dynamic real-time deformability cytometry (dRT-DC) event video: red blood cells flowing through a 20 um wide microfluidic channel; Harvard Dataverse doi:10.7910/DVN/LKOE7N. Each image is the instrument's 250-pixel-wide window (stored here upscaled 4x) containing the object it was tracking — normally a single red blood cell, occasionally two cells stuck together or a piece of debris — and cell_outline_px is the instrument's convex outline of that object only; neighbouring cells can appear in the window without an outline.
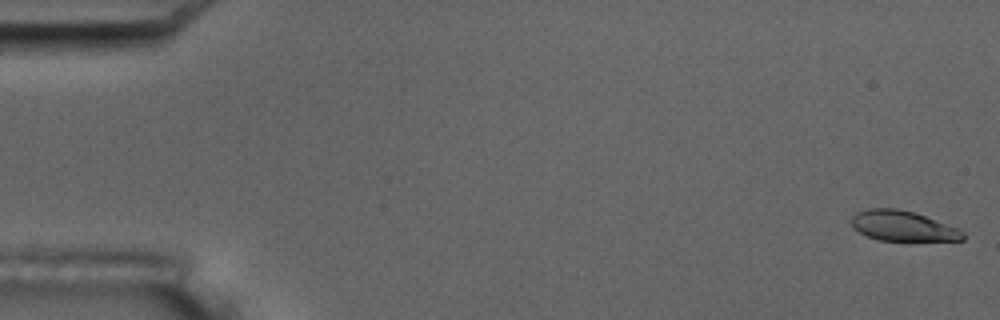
{"species": "common noctule bat (a hibernating species)", "species_latin": "Nyctalus noctula", "temperature_condition": "room temperature", "stored_images_in_passage": 11, "camera_frame_rate_fps": 3000, "um_per_image_px": 0.085, "animal": {"sex": "male", "body_mass_g": 17.5, "forearm_length_mm": 52.3}, "frame": {"image": 1, "passage_image": 1, "time_ms": 0.0, "image_size_px": [1000, 320], "cell_outline_px": [[964, 240], [880, 240], [868, 236], [860, 232], [852, 224], [852, 216], [856, 212], [868, 208], [896, 208], [912, 212], [924, 216], [956, 228], [964, 232]], "centroid_in_image_um": [76.7, 19.2], "position_along_channel_um": 8.3, "area_um2": 19.07}}
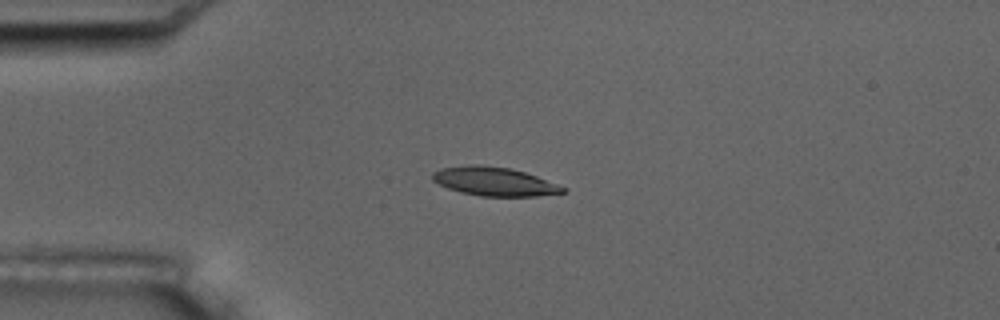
{"frame": {"image": 2, "passage_image": 4, "time_ms": 4.333, "image_size_px": [1000, 320], "cell_outline_px": [[568, 192], [536, 196], [480, 196], [460, 192], [448, 188], [432, 180], [432, 172], [440, 168], [468, 164], [480, 164], [512, 168], [536, 176], [568, 188]], "centroid_in_image_um": [42.01, 15.42], "position_along_channel_um": 43.0, "area_um2": 22.02}}
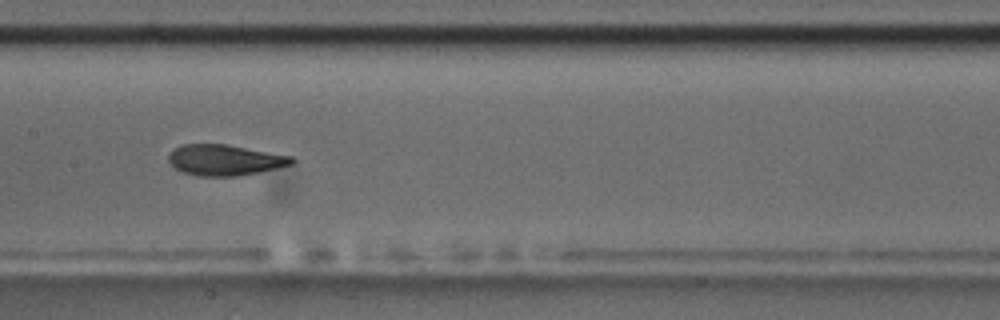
{"frame": {"image": 3, "passage_image": 8, "time_ms": 9.0, "image_size_px": [1000, 320], "cell_outline_px": [[296, 160], [292, 164], [260, 172], [236, 176], [196, 176], [184, 172], [176, 168], [168, 160], [168, 156], [180, 144], [228, 144], [292, 156]], "centroid_in_image_um": [19.14, 13.6], "position_along_channel_um": 188.3, "area_um2": 22.08}}